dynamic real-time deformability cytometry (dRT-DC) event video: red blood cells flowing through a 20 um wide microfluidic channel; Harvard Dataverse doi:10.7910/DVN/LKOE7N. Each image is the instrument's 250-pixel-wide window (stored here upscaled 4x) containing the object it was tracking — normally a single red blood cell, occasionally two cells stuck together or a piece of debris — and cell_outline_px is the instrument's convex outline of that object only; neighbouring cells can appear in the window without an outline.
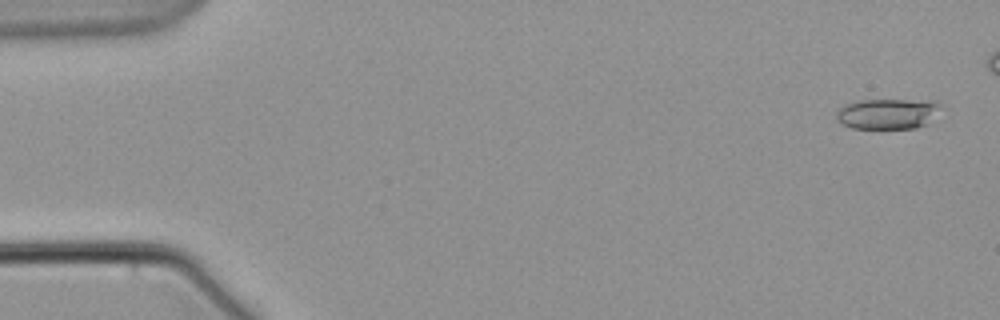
{"species": "common noctule bat (a hibernating species)", "species_latin": "Nyctalus noctula", "temperature_condition": "warm", "stored_images_in_passage": 6, "camera_frame_rate_fps": 3000, "um_per_image_px": 0.085, "animal": {"sex": "male", "body_mass_g": 21.5, "forearm_length_mm": 52.0}, "frame": {"image": 1, "passage_image": 1, "time_ms": 0.0, "image_size_px": [1000, 320], "cell_outline_px": [[940, 104], [924, 124], [916, 128], [852, 128], [836, 120], [836, 112], [844, 104], [860, 100], [932, 100]], "centroid_in_image_um": [75.33, 9.66], "position_along_channel_um": 9.7, "area_um2": 18.03}}